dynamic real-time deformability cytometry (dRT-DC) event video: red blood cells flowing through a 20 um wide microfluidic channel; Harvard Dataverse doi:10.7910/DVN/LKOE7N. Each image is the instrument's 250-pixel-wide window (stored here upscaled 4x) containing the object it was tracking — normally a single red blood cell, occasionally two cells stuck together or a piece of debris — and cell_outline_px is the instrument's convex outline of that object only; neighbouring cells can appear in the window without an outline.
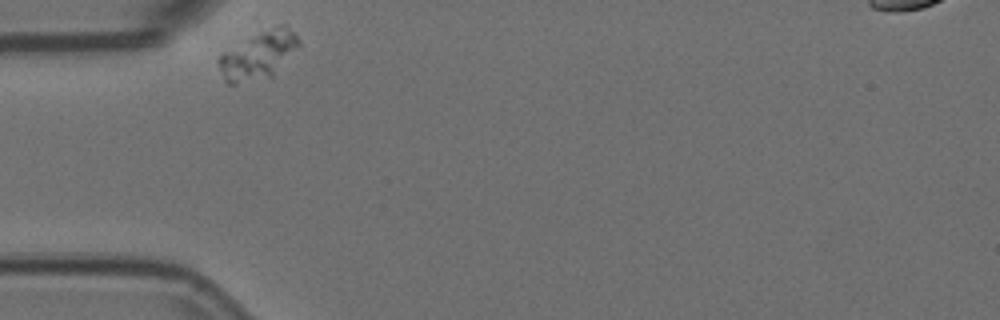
{"species": "Egyptian fruit bat (a non-hibernating species)", "species_latin": "Rousettus aegyptiacus", "temperature_condition": "room temperature", "stored_images_in_passage": 2, "camera_frame_rate_fps": 3000, "um_per_image_px": 0.085, "animal": {"sex": "female"}, "frame": {"image": 1, "passage_image": 1, "time_ms": 0.0, "image_size_px": [1000, 320], "cell_outline_px": [[300, 44], [272, 76], [236, 84], [228, 84], [224, 80], [216, 60], [224, 52], [252, 36], [276, 24], [284, 24], [300, 40]], "centroid_in_image_um": [21.94, 4.7], "position_along_channel_um": 63.1, "area_um2": 21.79}}